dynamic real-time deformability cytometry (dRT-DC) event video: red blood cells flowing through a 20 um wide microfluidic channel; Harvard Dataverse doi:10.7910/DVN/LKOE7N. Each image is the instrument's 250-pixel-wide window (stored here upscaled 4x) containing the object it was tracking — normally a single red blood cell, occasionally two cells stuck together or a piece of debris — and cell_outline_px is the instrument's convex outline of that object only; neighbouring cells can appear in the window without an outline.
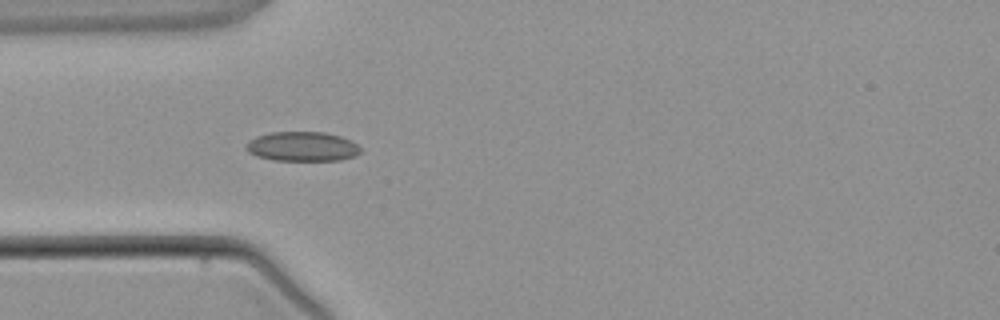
{"species": "common noctule bat (a hibernating species)", "species_latin": "Nyctalus noctula", "temperature_condition": "warm", "stored_images_in_passage": 3, "camera_frame_rate_fps": 3000, "um_per_image_px": 0.085, "animal": {"sex": "male", "body_mass_g": 21.5, "forearm_length_mm": 52.0}, "frame": {"image": 1, "passage_image": 3, "time_ms": 3.333, "image_size_px": [1000, 320], "cell_outline_px": [[360, 152], [356, 156], [340, 160], [272, 160], [256, 156], [248, 152], [244, 148], [248, 140], [256, 136], [268, 132], [324, 132], [340, 136], [352, 140], [360, 148]], "centroid_in_image_um": [25.66, 12.45], "position_along_channel_um": 59.3, "area_um2": 19.88}}